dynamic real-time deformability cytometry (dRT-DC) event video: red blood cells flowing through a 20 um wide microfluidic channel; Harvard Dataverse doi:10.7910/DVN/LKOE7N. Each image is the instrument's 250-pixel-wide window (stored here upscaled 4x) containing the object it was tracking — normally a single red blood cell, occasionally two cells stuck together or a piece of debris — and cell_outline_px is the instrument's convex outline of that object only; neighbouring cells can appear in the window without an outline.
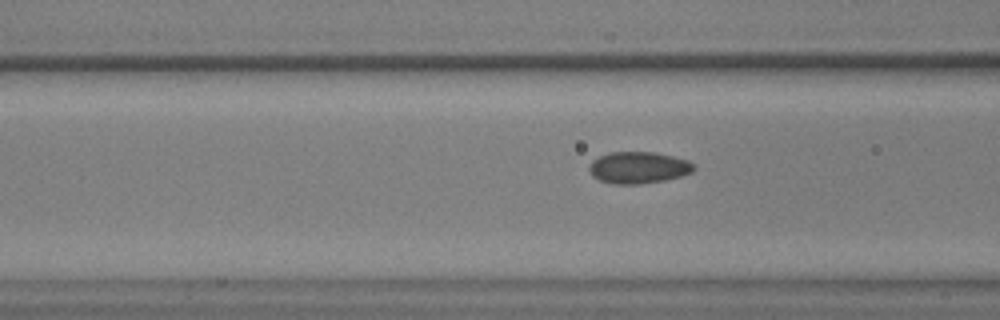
{"species": "common noctule bat (a hibernating species)", "species_latin": "Nyctalus noctula", "temperature_condition": "warm", "stored_images_in_passage": 20, "camera_frame_rate_fps": 3000, "um_per_image_px": 0.085, "animal": {"sex": "male", "body_mass_g": 17.9, "forearm_length_mm": 54.2}, "frame": {"image": 1, "passage_image": 18, "time_ms": 5.667, "image_size_px": [1000, 320], "cell_outline_px": [[696, 168], [692, 172], [680, 176], [664, 180], [640, 184], [612, 184], [600, 180], [592, 176], [588, 168], [592, 160], [608, 152], [652, 152], [672, 156], [688, 160], [696, 164]], "centroid_in_image_um": [54.27, 14.24], "position_along_channel_um": 112.3, "area_um2": 19.42}}